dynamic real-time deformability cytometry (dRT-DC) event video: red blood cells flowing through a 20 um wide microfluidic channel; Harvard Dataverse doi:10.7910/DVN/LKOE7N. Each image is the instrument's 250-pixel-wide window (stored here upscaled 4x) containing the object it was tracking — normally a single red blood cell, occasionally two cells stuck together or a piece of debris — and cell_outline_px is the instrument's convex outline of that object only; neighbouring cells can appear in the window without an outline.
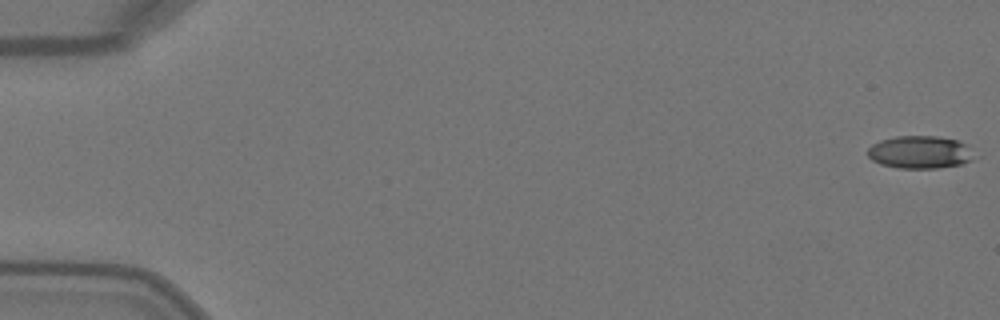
{"species": "Egyptian fruit bat (a non-hibernating species)", "species_latin": "Rousettus aegyptiacus", "temperature_condition": "warm", "stored_images_in_passage": 28, "camera_frame_rate_fps": 3000, "um_per_image_px": 0.085, "animal": {"sex": "female"}, "frame": {"image": 1, "passage_image": 1, "time_ms": 0.0, "image_size_px": [1000, 320], "cell_outline_px": [[972, 160], [960, 164], [936, 168], [900, 168], [880, 164], [872, 160], [868, 156], [868, 148], [872, 144], [880, 140], [896, 136], [936, 136], [956, 140], [964, 144], [972, 156]], "centroid_in_image_um": [78.12, 12.93], "position_along_channel_um": 6.9, "area_um2": 19.94}}
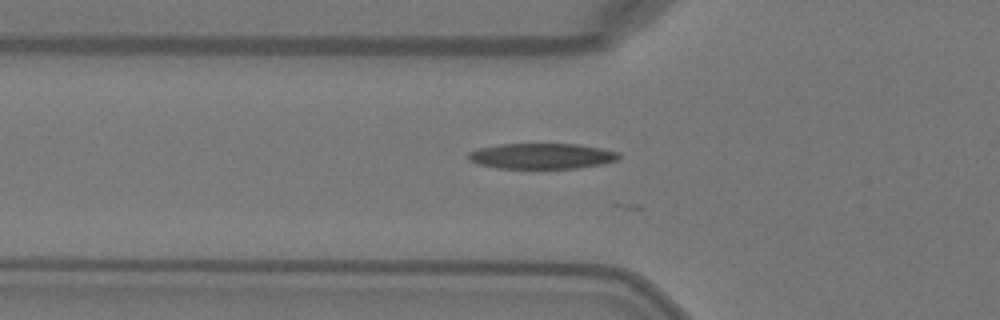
{"frame": {"image": 2, "passage_image": 18, "time_ms": 5.667, "image_size_px": [1000, 320], "cell_outline_px": [[620, 156], [616, 160], [604, 164], [576, 168], [496, 168], [480, 164], [468, 160], [468, 152], [480, 148], [500, 144], [576, 144], [600, 148], [620, 152]], "centroid_in_image_um": [46.06, 13.26], "position_along_channel_um": 79.7, "area_um2": 22.37}}